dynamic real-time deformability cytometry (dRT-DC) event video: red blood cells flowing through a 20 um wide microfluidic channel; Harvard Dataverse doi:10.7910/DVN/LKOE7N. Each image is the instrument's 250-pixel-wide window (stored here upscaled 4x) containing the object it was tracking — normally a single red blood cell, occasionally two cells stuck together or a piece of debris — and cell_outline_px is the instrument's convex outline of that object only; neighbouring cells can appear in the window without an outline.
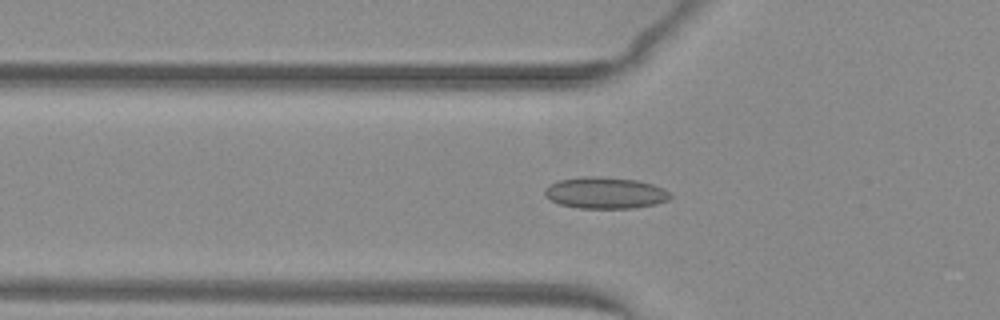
{"species": "common noctule bat (a hibernating species)", "species_latin": "Nyctalus noctula", "temperature_condition": "warm", "stored_images_in_passage": 20, "camera_frame_rate_fps": 3000, "um_per_image_px": 0.085, "animal": {"sex": "female", "body_mass_g": 29.2, "forearm_length_mm": 56.3}, "frame": {"image": 1, "passage_image": 6, "time_ms": 1.667, "image_size_px": [1000, 320], "cell_outline_px": [[672, 196], [668, 200], [656, 204], [636, 208], [580, 208], [560, 204], [552, 200], [544, 192], [544, 188], [548, 184], [560, 180], [584, 176], [600, 176], [636, 180], [652, 184], [664, 188], [672, 192]], "centroid_in_image_um": [51.49, 16.39], "position_along_channel_um": 74.3, "area_um2": 23.12}}
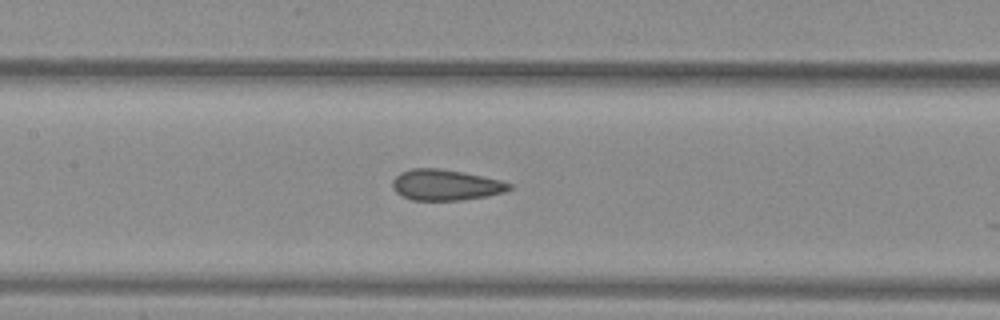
{"frame": {"image": 2, "passage_image": 13, "time_ms": 4.0, "image_size_px": [1000, 320], "cell_outline_px": [[512, 188], [504, 192], [488, 196], [460, 200], [412, 200], [400, 196], [392, 188], [392, 180], [400, 172], [412, 168], [436, 168], [460, 172], [500, 180], [512, 184]], "centroid_in_image_um": [37.84, 15.73], "position_along_channel_um": 169.6, "area_um2": 20.92}}
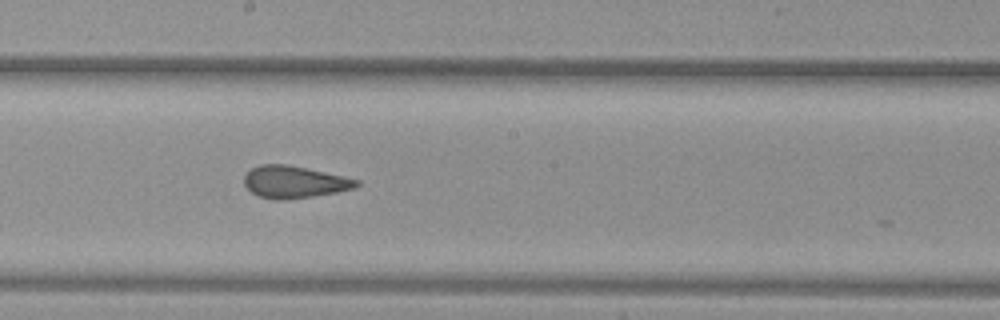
{"frame": {"image": 3, "passage_image": 17, "time_ms": 5.333, "image_size_px": [1000, 320], "cell_outline_px": [[360, 184], [356, 188], [336, 192], [312, 196], [284, 200], [276, 200], [260, 196], [252, 192], [244, 184], [244, 176], [252, 168], [260, 164], [288, 164], [360, 180]], "centroid_in_image_um": [25.02, 15.46], "position_along_channel_um": 223.2, "area_um2": 20.87}}